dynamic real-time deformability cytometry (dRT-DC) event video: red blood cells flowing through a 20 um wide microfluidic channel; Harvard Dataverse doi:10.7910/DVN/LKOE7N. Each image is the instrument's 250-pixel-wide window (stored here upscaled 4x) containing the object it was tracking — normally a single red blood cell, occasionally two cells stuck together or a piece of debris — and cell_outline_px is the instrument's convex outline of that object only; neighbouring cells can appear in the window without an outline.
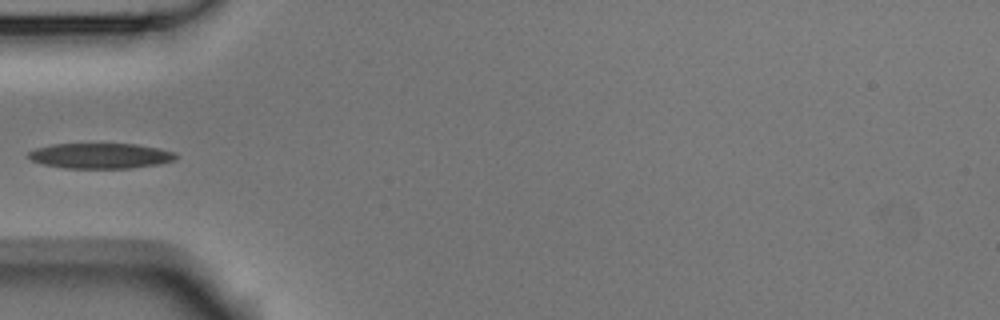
{"species": "Egyptian fruit bat (a non-hibernating species)", "species_latin": "Rousettus aegyptiacus", "temperature_condition": "room temperature", "stored_images_in_passage": 4, "camera_frame_rate_fps": 3000, "um_per_image_px": 0.085, "animal": {"sex": "male"}, "frame": {"image": 1, "passage_image": 4, "time_ms": 1.0, "image_size_px": [1000, 320], "cell_outline_px": [[180, 156], [176, 160], [160, 164], [128, 168], [64, 168], [44, 164], [32, 160], [28, 156], [28, 152], [36, 148], [52, 144], [136, 144], [160, 148], [176, 152]], "centroid_in_image_um": [8.61, 13.24], "position_along_channel_um": 76.4, "area_um2": 21.91}}